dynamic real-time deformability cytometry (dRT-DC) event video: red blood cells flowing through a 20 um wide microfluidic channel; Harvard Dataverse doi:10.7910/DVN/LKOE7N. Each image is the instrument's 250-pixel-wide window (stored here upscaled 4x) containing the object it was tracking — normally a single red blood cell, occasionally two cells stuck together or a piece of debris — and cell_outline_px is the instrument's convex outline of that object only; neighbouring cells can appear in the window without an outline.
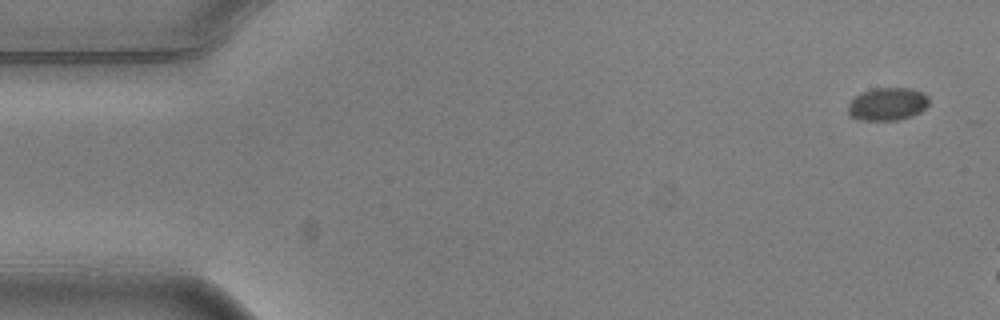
{"species": "common noctule bat (a hibernating species)", "species_latin": "Nyctalus noctula", "temperature_condition": "warm", "stored_images_in_passage": 3, "camera_frame_rate_fps": 3000, "um_per_image_px": 0.085, "animal": {"sex": "male", "body_mass_g": 20.5, "forearm_length_mm": 52.5}, "frame": {"image": 1, "passage_image": 1, "time_ms": 0.0, "image_size_px": [1000, 320], "cell_outline_px": [[928, 104], [920, 112], [912, 116], [896, 120], [864, 120], [852, 116], [848, 112], [848, 104], [860, 92], [876, 88], [912, 88], [924, 92], [928, 96]], "centroid_in_image_um": [75.46, 8.83], "position_along_channel_um": 9.5, "area_um2": 15.43}}